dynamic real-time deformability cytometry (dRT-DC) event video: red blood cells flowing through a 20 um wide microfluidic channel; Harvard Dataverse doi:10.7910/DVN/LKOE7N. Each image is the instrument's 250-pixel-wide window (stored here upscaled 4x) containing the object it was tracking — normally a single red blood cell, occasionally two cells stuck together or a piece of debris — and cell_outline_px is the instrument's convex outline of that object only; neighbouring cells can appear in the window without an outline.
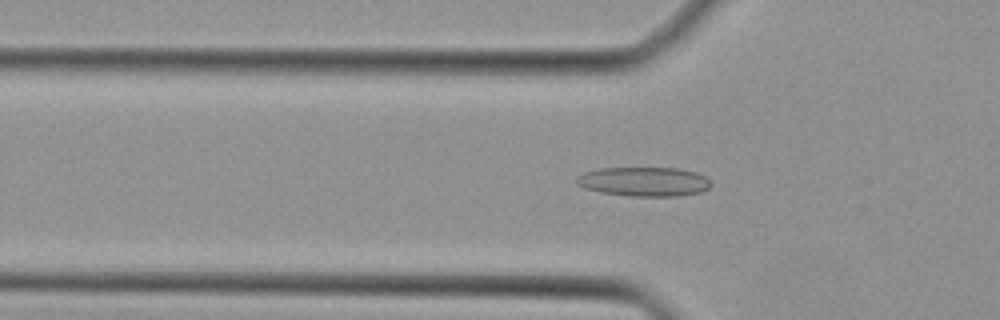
{"species": "Egyptian fruit bat (a non-hibernating species)", "species_latin": "Rousettus aegyptiacus", "temperature_condition": "cold", "stored_images_in_passage": 38, "camera_frame_rate_fps": 3000, "um_per_image_px": 0.085, "animal": {"sex": "female"}, "frame": {"image": 1, "passage_image": 13, "time_ms": 4.0, "image_size_px": [1000, 320], "cell_outline_px": [[712, 184], [708, 188], [700, 192], [676, 196], [632, 196], [600, 192], [584, 188], [576, 184], [576, 176], [584, 172], [600, 168], [680, 168], [696, 172], [704, 176]], "centroid_in_image_um": [54.71, 15.43], "position_along_channel_um": 71.1, "area_um2": 22.95}}
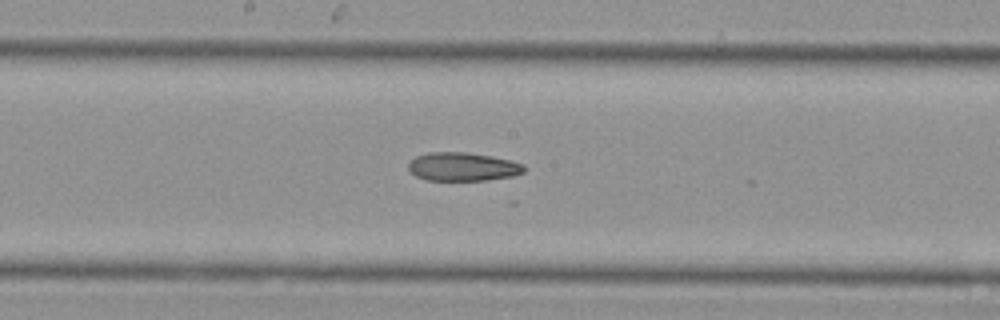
{"frame": {"image": 2, "passage_image": 22, "time_ms": 7.0, "image_size_px": [1000, 320], "cell_outline_px": [[524, 172], [512, 176], [488, 180], [428, 180], [416, 176], [408, 168], [408, 164], [416, 156], [428, 152], [464, 152], [492, 156], [524, 164]], "centroid_in_image_um": [39.33, 14.17], "position_along_channel_um": 208.9, "area_um2": 19.07}}
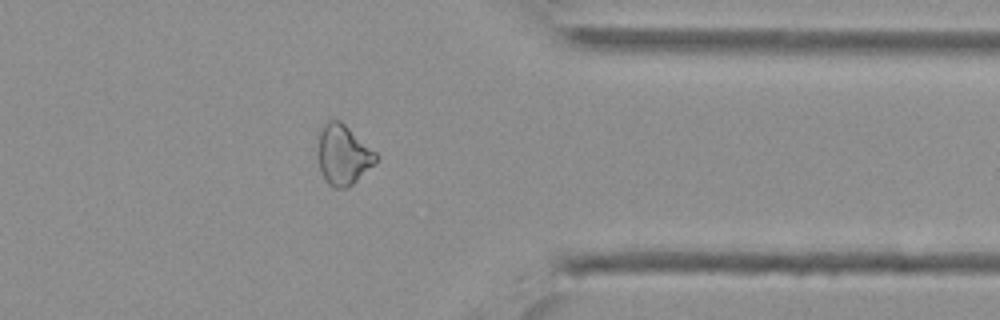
{"frame": {"image": 3, "passage_image": 34, "time_ms": 11.0, "image_size_px": [1000, 320], "cell_outline_px": [[380, 156], [348, 188], [332, 188], [324, 180], [316, 156], [316, 152], [320, 132], [324, 124], [328, 120], [340, 120], [376, 152]], "centroid_in_image_um": [29.12, 13.16], "position_along_channel_um": 382.3, "area_um2": 20.29}}